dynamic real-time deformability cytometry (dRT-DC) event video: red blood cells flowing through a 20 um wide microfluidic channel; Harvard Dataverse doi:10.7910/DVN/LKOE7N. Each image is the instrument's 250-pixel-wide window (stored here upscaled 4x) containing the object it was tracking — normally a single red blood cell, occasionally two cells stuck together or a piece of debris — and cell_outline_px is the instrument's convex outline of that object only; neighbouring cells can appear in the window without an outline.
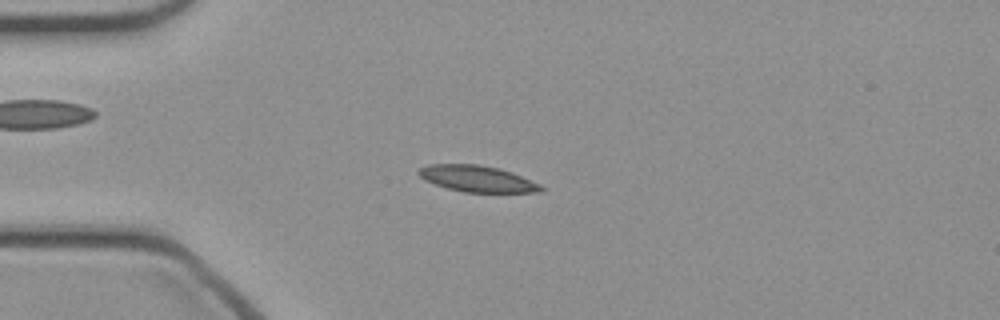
{"species": "common noctule bat (a hibernating species)", "species_latin": "Nyctalus noctula", "temperature_condition": "cold", "stored_images_in_passage": 48, "camera_frame_rate_fps": 3000, "um_per_image_px": 0.085, "animal": {"sex": "female", "body_mass_g": 21.9}, "frame": {"image": 1, "passage_image": 12, "time_ms": 3.667, "image_size_px": [1000, 320], "cell_outline_px": [[544, 192], [464, 192], [448, 188], [424, 180], [416, 172], [420, 168], [428, 164], [480, 164], [500, 168], [512, 172], [540, 184], [544, 188]], "centroid_in_image_um": [40.57, 15.18], "position_along_channel_um": 44.4, "area_um2": 18.79}}
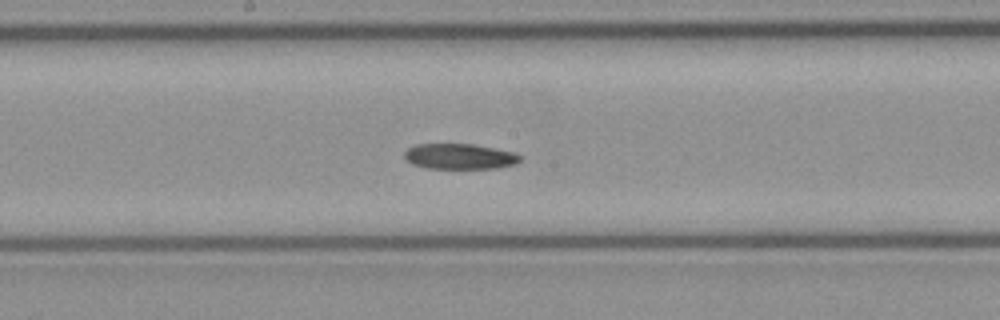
{"frame": {"image": 2, "passage_image": 25, "time_ms": 8.0, "image_size_px": [1000, 320], "cell_outline_px": [[520, 160], [516, 164], [496, 168], [428, 168], [412, 164], [404, 156], [404, 152], [408, 148], [416, 144], [472, 144], [516, 152], [520, 156]], "centroid_in_image_um": [39.08, 13.29], "position_along_channel_um": 209.1, "area_um2": 17.11}}
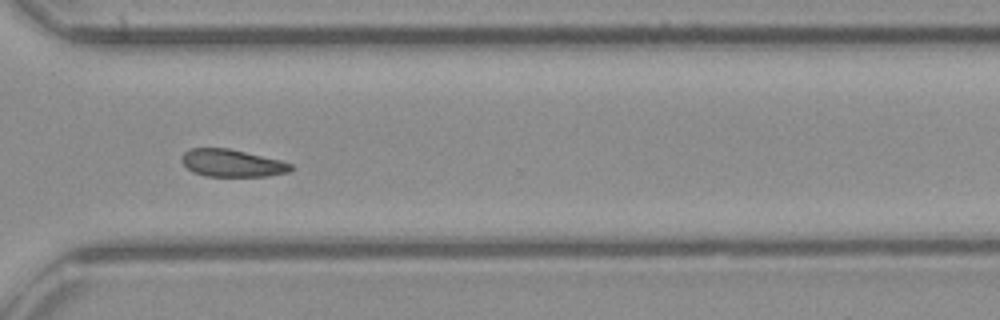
{"frame": {"image": 3, "passage_image": 35, "time_ms": 11.333, "image_size_px": [1000, 320], "cell_outline_px": [[292, 168], [288, 172], [268, 176], [204, 176], [192, 172], [180, 160], [180, 156], [188, 148], [228, 148], [280, 160], [292, 164]], "centroid_in_image_um": [19.67, 13.86], "position_along_channel_um": 350.9, "area_um2": 17.46}}